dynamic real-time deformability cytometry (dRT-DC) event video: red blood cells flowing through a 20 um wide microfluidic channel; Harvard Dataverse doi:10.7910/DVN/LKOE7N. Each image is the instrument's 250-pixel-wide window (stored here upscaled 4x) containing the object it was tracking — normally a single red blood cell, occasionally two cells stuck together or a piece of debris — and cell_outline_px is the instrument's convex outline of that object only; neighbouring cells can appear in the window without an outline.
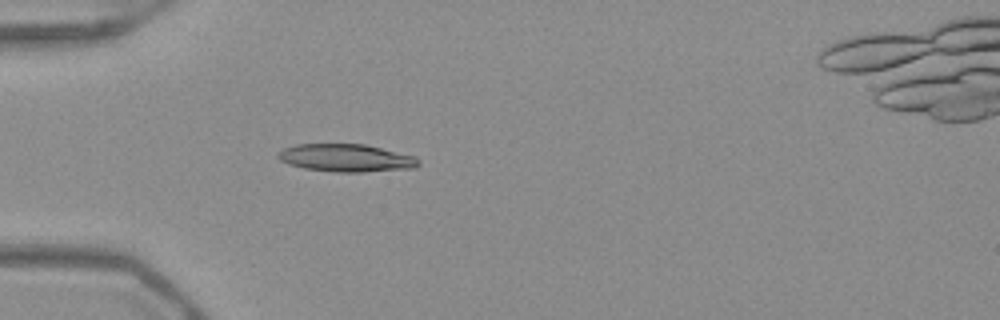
{"species": "Egyptian fruit bat (a non-hibernating species)", "species_latin": "Rousettus aegyptiacus", "temperature_condition": "warm", "stored_images_in_passage": 38, "camera_frame_rate_fps": 3000, "um_per_image_px": 0.085, "frame": {"image": 1, "passage_image": 2, "time_ms": 0.333, "image_size_px": [1000, 320], "cell_outline_px": [[420, 164], [416, 168], [364, 172], [336, 172], [304, 168], [288, 164], [280, 160], [276, 156], [276, 152], [284, 148], [296, 144], [364, 144], [416, 156], [420, 160]], "centroid_in_image_um": [29.43, 13.42], "position_along_channel_um": 55.6, "area_um2": 22.89}}
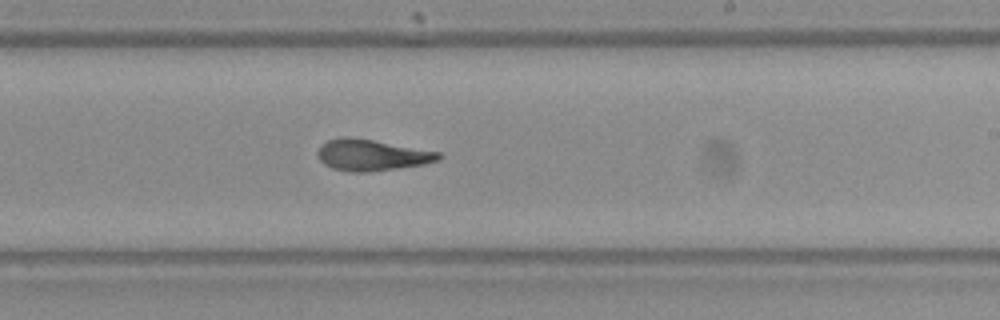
{"frame": {"image": 2, "passage_image": 18, "time_ms": 5.667, "image_size_px": [1000, 320], "cell_outline_px": [[444, 156], [440, 160], [424, 164], [368, 172], [348, 172], [332, 168], [324, 164], [316, 156], [316, 152], [320, 144], [328, 140], [344, 136], [348, 136], [372, 140], [440, 152]], "centroid_in_image_um": [31.56, 13.18], "position_along_channel_um": 257.4, "area_um2": 22.14}}
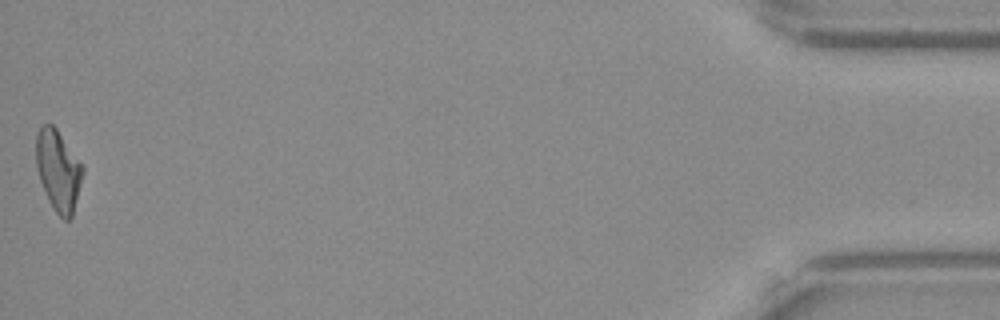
{"frame": {"image": 3, "passage_image": 38, "time_ms": 12.333, "image_size_px": [1000, 320], "cell_outline_px": [[84, 172], [72, 216], [68, 220], [64, 220], [56, 212], [48, 200], [40, 180], [36, 164], [36, 136], [40, 128], [44, 124], [52, 124], [56, 128], [84, 168]], "centroid_in_image_um": [4.94, 14.5], "position_along_channel_um": 430.3, "area_um2": 21.62}, "authors_computed_cell_mechanics": {"area_um2": 21.8773, "velocity_mm_per_s": 3.9475, "shape_relaxation_time_tau1_ms": null, "shape_relaxation_time_tau2_ms": 3.5151, "deformation_change_tau1": null, "deformation_change_tau2": 0.1264}}